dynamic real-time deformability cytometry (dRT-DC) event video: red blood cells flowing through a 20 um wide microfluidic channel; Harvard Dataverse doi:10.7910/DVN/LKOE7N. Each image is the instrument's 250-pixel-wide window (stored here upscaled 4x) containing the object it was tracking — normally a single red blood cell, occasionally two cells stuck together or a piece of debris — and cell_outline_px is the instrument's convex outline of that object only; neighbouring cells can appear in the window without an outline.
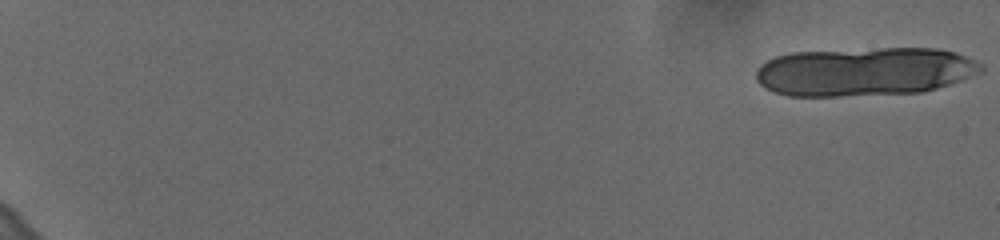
{"species": "human", "species_latin": "Homo sapiens", "temperature_condition": "cold", "stored_images_in_passage": 14, "camera_frame_rate_fps": 3000, "um_per_image_px": 0.085, "donor": {"sex": "female"}, "frame": {"image": 1, "passage_image": 1, "time_ms": 0.0, "image_size_px": [1000, 240], "cell_outline_px": [[984, 72], [936, 88], [920, 92], [840, 96], [788, 96], [764, 88], [756, 80], [756, 72], [760, 64], [776, 56], [792, 52], [884, 48], [936, 48], [956, 52], [984, 64]], "centroid_in_image_um": [73.49, 6.08], "position_along_channel_um": 11.5, "area_um2": 63.98}}